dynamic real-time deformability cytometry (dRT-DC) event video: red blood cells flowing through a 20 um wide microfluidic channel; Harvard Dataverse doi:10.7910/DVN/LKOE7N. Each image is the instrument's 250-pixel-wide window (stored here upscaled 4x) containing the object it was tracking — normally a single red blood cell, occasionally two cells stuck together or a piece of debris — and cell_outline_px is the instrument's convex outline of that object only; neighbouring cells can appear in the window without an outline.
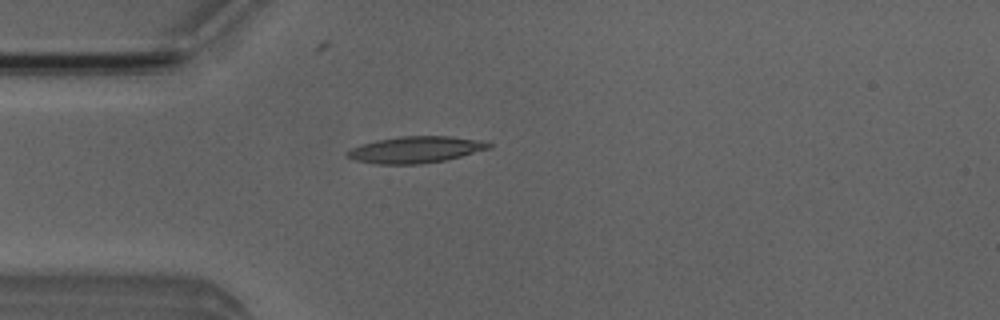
{"species": "Egyptian fruit bat (a non-hibernating species)", "species_latin": "Rousettus aegyptiacus", "temperature_condition": "room temperature", "stored_images_in_passage": 2, "camera_frame_rate_fps": 3000, "um_per_image_px": 0.085, "animal": {"sex": "male"}, "frame": {"image": 1, "passage_image": 1, "time_ms": 0.0, "image_size_px": [1000, 320], "cell_outline_px": [[492, 148], [444, 160], [420, 164], [376, 164], [356, 160], [344, 156], [344, 152], [352, 148], [376, 140], [400, 136], [452, 136], [488, 140], [492, 144]], "centroid_in_image_um": [35.37, 12.71], "position_along_channel_um": 49.6, "area_um2": 22.08}}